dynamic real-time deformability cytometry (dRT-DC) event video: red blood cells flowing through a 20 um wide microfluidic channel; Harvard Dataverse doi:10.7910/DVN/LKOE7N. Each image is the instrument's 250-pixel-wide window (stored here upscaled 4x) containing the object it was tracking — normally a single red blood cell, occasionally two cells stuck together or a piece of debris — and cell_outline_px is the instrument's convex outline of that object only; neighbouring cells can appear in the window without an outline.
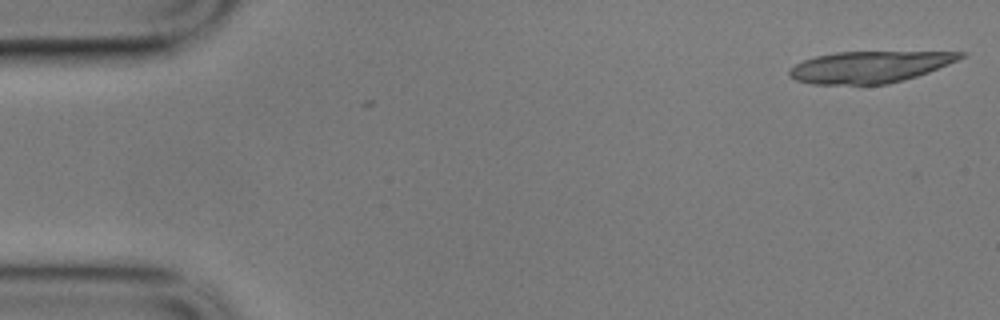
{"species": "common noctule bat (a hibernating species)", "species_latin": "Nyctalus noctula", "temperature_condition": "cold", "stored_images_in_passage": 5, "camera_frame_rate_fps": 3000, "um_per_image_px": 0.085, "animal": {"sex": "male", "body_mass_g": 17.9}, "frame": {"image": 1, "passage_image": 1, "time_ms": 0.0, "image_size_px": [1000, 320], "cell_outline_px": [[968, 56], [928, 72], [904, 80], [888, 84], [812, 84], [796, 80], [788, 76], [788, 72], [796, 64], [804, 60], [816, 56], [836, 52], [968, 52]], "centroid_in_image_um": [73.94, 5.69], "position_along_channel_um": 11.1, "area_um2": 31.33}}